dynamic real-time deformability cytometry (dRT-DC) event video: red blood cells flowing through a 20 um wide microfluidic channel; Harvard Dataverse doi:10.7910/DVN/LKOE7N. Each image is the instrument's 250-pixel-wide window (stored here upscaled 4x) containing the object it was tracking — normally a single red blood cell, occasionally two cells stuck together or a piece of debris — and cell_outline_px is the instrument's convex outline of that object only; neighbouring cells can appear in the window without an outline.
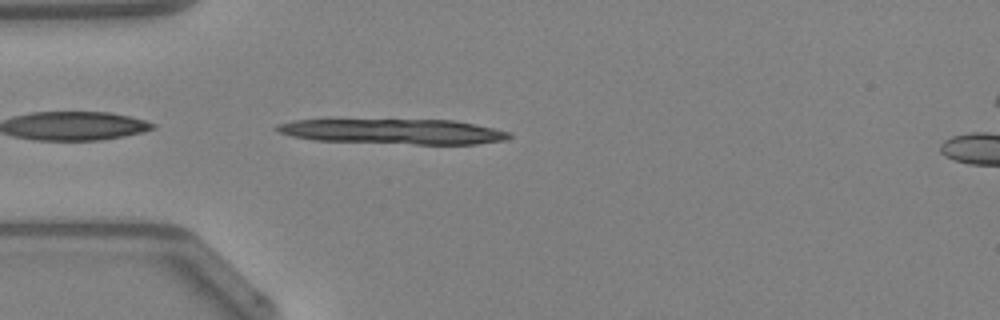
{"species": "Egyptian fruit bat (a non-hibernating species)", "species_latin": "Rousettus aegyptiacus", "temperature_condition": "warm", "stored_images_in_passage": 5, "camera_frame_rate_fps": 3000, "um_per_image_px": 0.085, "animal": {"sex": "female"}, "frame": {"image": 1, "passage_image": 1, "time_ms": 0.0, "image_size_px": [1000, 320], "cell_outline_px": [[512, 136], [508, 140], [476, 144], [416, 144], [312, 140], [292, 136], [276, 132], [272, 128], [276, 124], [296, 120], [452, 120], [512, 132]], "centroid_in_image_um": [33.43, 11.18], "position_along_channel_um": 51.6, "area_um2": 33.99}}